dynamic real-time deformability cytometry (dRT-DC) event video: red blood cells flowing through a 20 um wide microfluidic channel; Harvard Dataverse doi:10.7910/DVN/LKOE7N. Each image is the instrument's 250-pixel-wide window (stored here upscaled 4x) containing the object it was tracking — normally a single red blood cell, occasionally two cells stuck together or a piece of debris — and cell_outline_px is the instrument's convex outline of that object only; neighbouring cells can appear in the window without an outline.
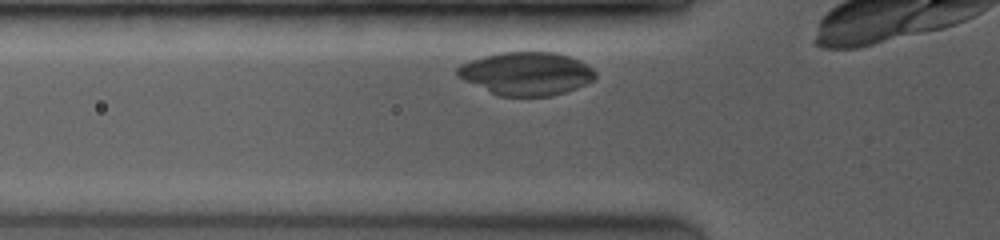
{"species": "common noctule bat (a hibernating species)", "species_latin": "Nyctalus noctula", "temperature_condition": "room temperature", "stored_images_in_passage": 15, "camera_frame_rate_fps": 3500, "um_per_image_px": 0.085, "animal": {"sex": "female", "body_mass_g": 19.0, "forearm_length_mm": 53.3}, "frame": {"image": 1, "passage_image": 4, "time_ms": 0.571, "image_size_px": [1000, 240], "cell_outline_px": [[596, 80], [576, 88], [552, 96], [500, 96], [464, 80], [456, 76], [456, 68], [460, 64], [484, 56], [500, 52], [556, 52], [580, 60], [592, 68], [596, 72]], "centroid_in_image_um": [44.76, 6.25], "position_along_channel_um": 81.0, "area_um2": 34.68}}